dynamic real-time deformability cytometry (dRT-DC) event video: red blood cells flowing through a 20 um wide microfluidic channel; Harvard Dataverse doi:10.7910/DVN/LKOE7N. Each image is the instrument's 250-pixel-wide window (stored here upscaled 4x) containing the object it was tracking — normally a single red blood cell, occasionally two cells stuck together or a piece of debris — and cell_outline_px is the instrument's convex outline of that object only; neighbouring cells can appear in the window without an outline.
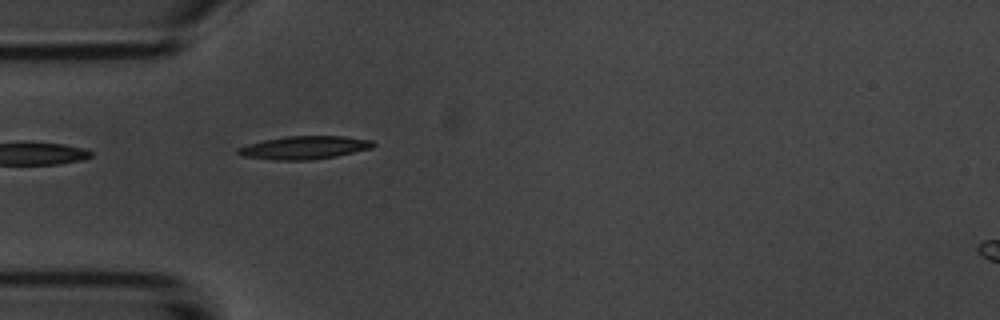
{"species": "common noctule bat (a hibernating species)", "species_latin": "Nyctalus noctula", "temperature_condition": "room temperature", "stored_images_in_passage": 39, "camera_frame_rate_fps": 3000, "um_per_image_px": 0.085, "animal": {"sex": "male", "body_mass_g": 20.1, "forearm_length_mm": 53.5}, "frame": {"image": 1, "passage_image": 1, "time_ms": 0.0, "image_size_px": [1000, 320], "cell_outline_px": [[376, 144], [372, 148], [336, 156], [312, 160], [272, 160], [240, 156], [236, 152], [236, 148], [248, 144], [264, 140], [288, 136], [344, 136], [372, 140]], "centroid_in_image_um": [25.84, 12.55], "position_along_channel_um": 59.2, "area_um2": 18.32}}
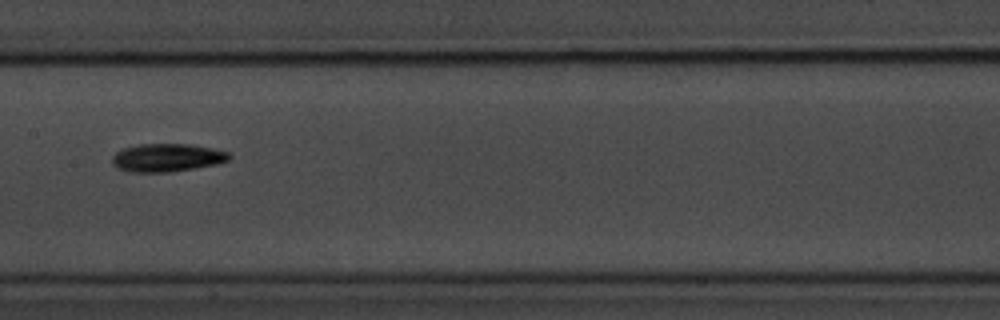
{"frame": {"image": 2, "passage_image": 12, "time_ms": 3.667, "image_size_px": [1000, 320], "cell_outline_px": [[232, 156], [228, 160], [216, 164], [168, 172], [132, 172], [120, 168], [112, 164], [112, 156], [116, 152], [124, 148], [140, 144], [192, 144], [212, 148], [228, 152]], "centroid_in_image_um": [14.2, 13.39], "position_along_channel_um": 193.2, "area_um2": 18.96}, "authors_computed_cell_mechanics": {"area_um2": 17.051, "velocity_mm_per_s": 3.712, "shape_relaxation_time_tau1_ms": 2.0182, "shape_relaxation_time_tau2_ms": null, "deformation_change_tau1": 0.1349, "deformation_change_tau2": null}}